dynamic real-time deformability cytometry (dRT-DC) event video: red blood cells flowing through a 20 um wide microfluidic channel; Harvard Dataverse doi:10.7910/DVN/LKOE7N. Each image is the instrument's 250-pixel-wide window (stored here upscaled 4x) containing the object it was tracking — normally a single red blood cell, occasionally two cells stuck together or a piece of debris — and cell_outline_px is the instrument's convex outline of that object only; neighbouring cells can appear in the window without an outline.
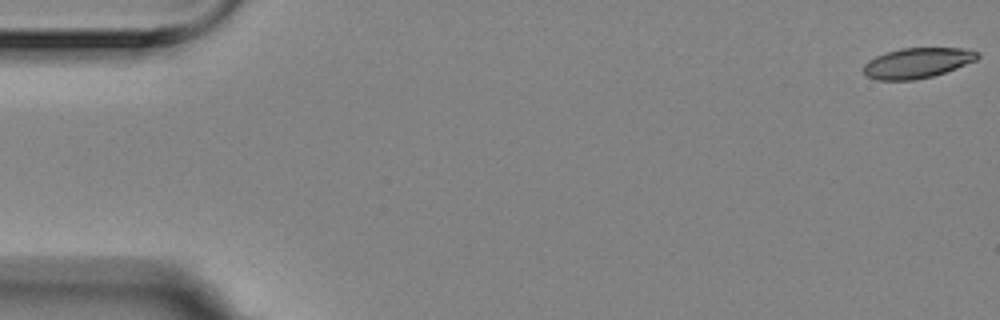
{"species": "Egyptian fruit bat (a non-hibernating species)", "species_latin": "Rousettus aegyptiacus", "temperature_condition": "room temperature", "stored_images_in_passage": 5, "camera_frame_rate_fps": 3000, "um_per_image_px": 0.085, "animal": {"sex": "female"}, "frame": {"image": 1, "passage_image": 1, "time_ms": 0.0, "image_size_px": [1000, 320], "cell_outline_px": [[980, 56], [976, 60], [956, 68], [932, 76], [912, 80], [876, 80], [864, 76], [864, 64], [868, 60], [884, 52], [900, 48], [964, 48], [980, 52]], "centroid_in_image_um": [77.94, 5.34], "position_along_channel_um": 7.1, "area_um2": 20.23}}